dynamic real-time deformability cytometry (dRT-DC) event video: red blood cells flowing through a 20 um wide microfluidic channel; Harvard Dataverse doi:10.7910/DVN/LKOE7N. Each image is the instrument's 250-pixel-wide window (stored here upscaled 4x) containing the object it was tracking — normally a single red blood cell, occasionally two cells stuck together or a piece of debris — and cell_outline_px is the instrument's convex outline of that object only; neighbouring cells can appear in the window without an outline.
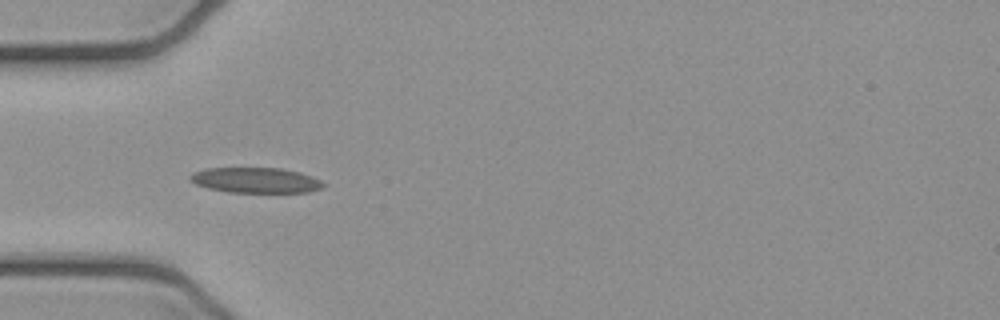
{"species": "common noctule bat (a hibernating species)", "species_latin": "Nyctalus noctula", "temperature_condition": "cold", "stored_images_in_passage": 6, "camera_frame_rate_fps": 3000, "um_per_image_px": 0.085, "animal": {"sex": "female", "body_mass_g": 21.9}, "frame": {"image": 1, "passage_image": 4, "time_ms": 1.0, "image_size_px": [1000, 320], "cell_outline_px": [[328, 184], [324, 188], [308, 192], [228, 192], [208, 188], [196, 184], [188, 176], [192, 172], [204, 168], [280, 168], [300, 172], [312, 176]], "centroid_in_image_um": [21.77, 15.31], "position_along_channel_um": 63.2, "area_um2": 19.83}}
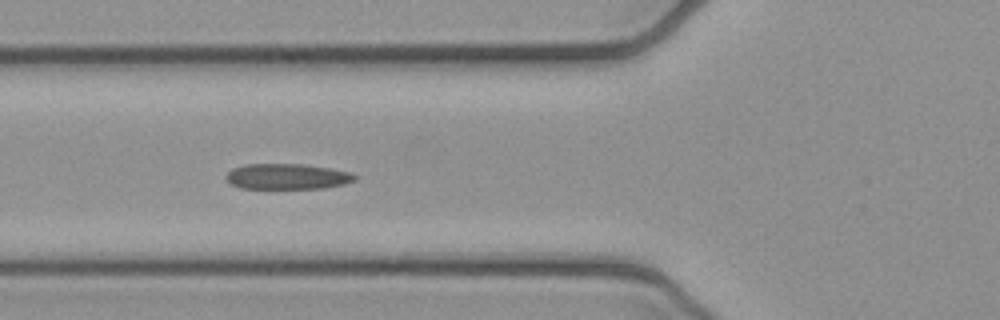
{"frame": {"image": 2, "passage_image": 5, "time_ms": 1.333, "image_size_px": [1000, 320], "cell_outline_px": [[356, 180], [344, 184], [324, 188], [240, 188], [232, 184], [224, 176], [232, 168], [244, 164], [300, 164], [328, 168], [352, 172], [356, 176]], "centroid_in_image_um": [24.41, 15.0], "position_along_channel_um": 101.4, "area_um2": 19.13}}
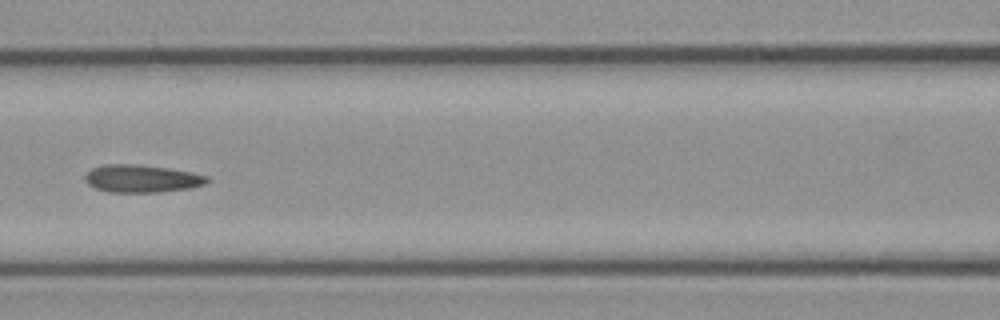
{"frame": {"image": 3, "passage_image": 6, "time_ms": 1.667, "image_size_px": [1000, 320], "cell_outline_px": [[212, 180], [204, 184], [192, 188], [160, 192], [108, 192], [96, 188], [88, 184], [84, 180], [84, 176], [92, 168], [104, 164], [140, 164], [168, 168], [192, 172], [208, 176]], "centroid_in_image_um": [12.07, 15.18], "position_along_channel_um": 154.5, "area_um2": 19.88}}